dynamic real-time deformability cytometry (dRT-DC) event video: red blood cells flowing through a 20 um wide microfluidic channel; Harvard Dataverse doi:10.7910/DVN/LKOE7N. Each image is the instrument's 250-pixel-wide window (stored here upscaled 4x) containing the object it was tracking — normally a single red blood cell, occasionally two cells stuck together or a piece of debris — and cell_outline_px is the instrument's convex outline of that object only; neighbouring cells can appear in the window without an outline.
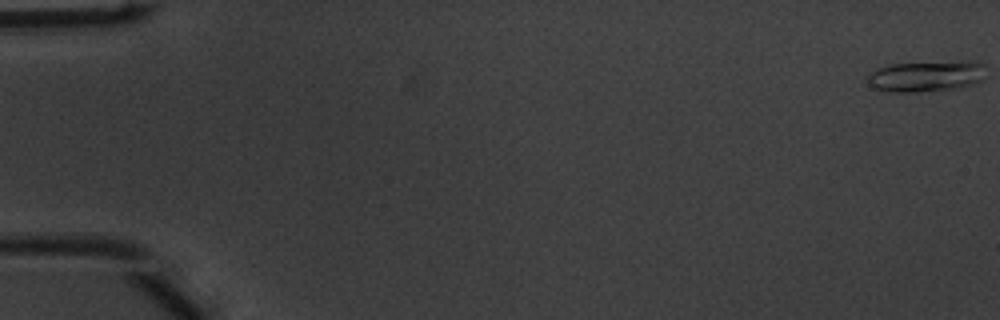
{"species": "common noctule bat (a hibernating species)", "species_latin": "Nyctalus noctula", "temperature_condition": "warm", "stored_images_in_passage": 9, "camera_frame_rate_fps": 3000, "um_per_image_px": 0.085, "animal": {"sex": "male", "body_mass_g": 20.1, "forearm_length_mm": 53.5}, "frame": {"image": 1, "passage_image": 1, "time_ms": 0.0, "image_size_px": [1000, 320], "cell_outline_px": [[984, 80], [972, 84], [952, 88], [916, 92], [888, 92], [872, 88], [868, 84], [868, 76], [876, 68], [888, 64], [968, 60], [984, 64]], "centroid_in_image_um": [78.7, 6.46], "position_along_channel_um": 6.3, "area_um2": 21.56}}